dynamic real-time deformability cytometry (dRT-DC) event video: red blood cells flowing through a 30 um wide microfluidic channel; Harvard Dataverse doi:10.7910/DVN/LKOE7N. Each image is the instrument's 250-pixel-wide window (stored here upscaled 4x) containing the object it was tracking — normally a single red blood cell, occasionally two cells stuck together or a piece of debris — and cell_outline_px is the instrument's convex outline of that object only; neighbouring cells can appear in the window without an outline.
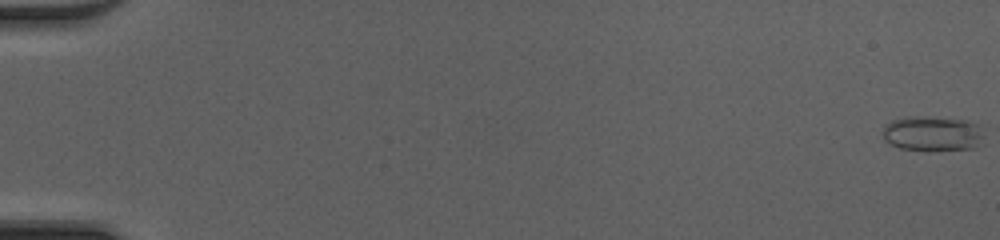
{"species": "common noctule bat (a hibernating species)", "species_latin": "Nyctalus noctula", "temperature_condition": "cold", "stored_images_in_passage": 8, "camera_frame_rate_fps": 3000, "um_per_image_px": 0.085, "animal": {"sex": "female", "body_mass_g": 20.0, "forearm_length_mm": 54.0}, "frame": {"image": 1, "passage_image": 1, "time_ms": 0.0, "image_size_px": [1000, 240], "cell_outline_px": [[984, 136], [976, 148], [928, 152], [900, 148], [884, 140], [884, 124], [892, 120], [908, 116], [924, 116], [968, 120], [980, 124]], "centroid_in_image_um": [79.3, 11.36], "position_along_channel_um": 5.7, "area_um2": 21.27}}